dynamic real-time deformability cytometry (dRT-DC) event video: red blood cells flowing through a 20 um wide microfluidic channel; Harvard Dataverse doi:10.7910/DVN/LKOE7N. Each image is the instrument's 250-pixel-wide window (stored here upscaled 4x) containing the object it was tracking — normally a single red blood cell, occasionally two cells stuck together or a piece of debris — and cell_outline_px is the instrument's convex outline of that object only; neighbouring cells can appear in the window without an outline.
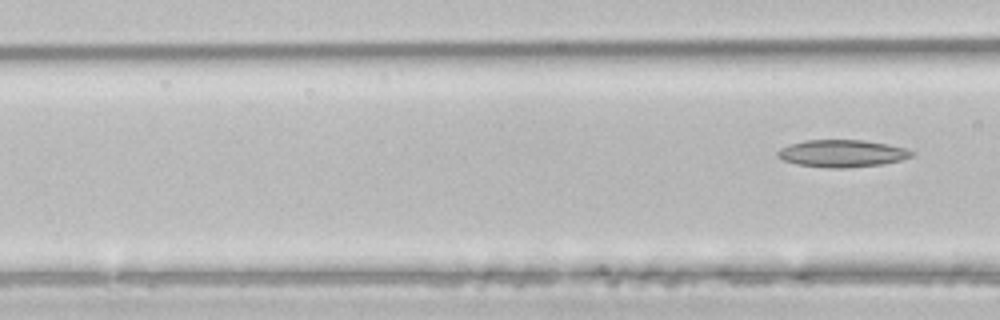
{"species": "common noctule bat (a hibernating species)", "species_latin": "Nyctalus noctula", "temperature_condition": "room temperature", "stored_images_in_passage": 4, "segment_of_instrument_passage": [2, 2], "camera_frame_rate_fps": 3000, "um_per_image_px": 0.085, "animal": {"sex": "male", "body_mass_g": 21.5, "forearm_length_mm": 52.0}, "frame": {"image": 1, "passage_image": 4, "time_ms": 1.0, "image_size_px": [1000, 320], "cell_outline_px": [[916, 156], [884, 164], [844, 168], [832, 168], [796, 164], [784, 160], [776, 156], [776, 152], [780, 148], [788, 144], [804, 140], [864, 140], [888, 144], [904, 148], [916, 152]], "centroid_in_image_um": [71.59, 13.04], "position_along_channel_um": 95.0, "area_um2": 21.5}}